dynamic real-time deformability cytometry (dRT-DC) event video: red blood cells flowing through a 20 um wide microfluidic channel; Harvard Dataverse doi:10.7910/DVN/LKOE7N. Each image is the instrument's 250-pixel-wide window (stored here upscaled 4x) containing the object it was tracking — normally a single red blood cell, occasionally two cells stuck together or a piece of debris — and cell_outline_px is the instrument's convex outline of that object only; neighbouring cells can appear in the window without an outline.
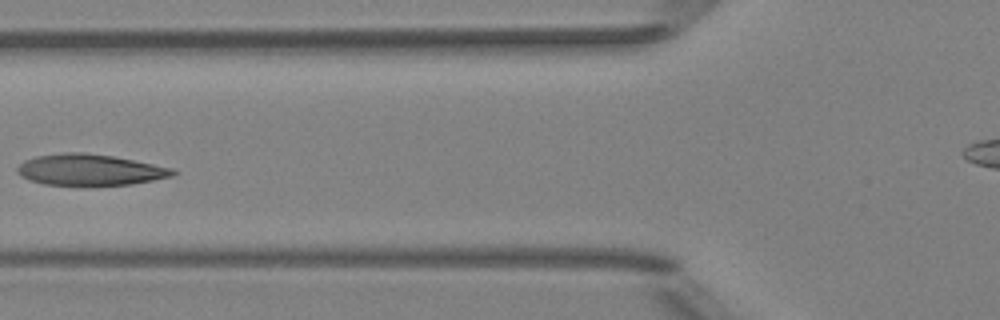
{"species": "Egyptian fruit bat (a non-hibernating species)", "species_latin": "Rousettus aegyptiacus", "temperature_condition": "room temperature", "stored_images_in_passage": 6, "camera_frame_rate_fps": 3000, "um_per_image_px": 0.085, "animal": {"sex": "female"}, "frame": {"image": 1, "passage_image": 6, "time_ms": 6.0, "image_size_px": [1000, 320], "cell_outline_px": [[180, 172], [172, 176], [132, 184], [44, 184], [28, 180], [20, 176], [16, 172], [16, 168], [24, 160], [36, 156], [64, 152], [84, 152], [112, 156], [176, 168]], "centroid_in_image_um": [7.65, 14.41], "position_along_channel_um": 118.2, "area_um2": 28.15}}